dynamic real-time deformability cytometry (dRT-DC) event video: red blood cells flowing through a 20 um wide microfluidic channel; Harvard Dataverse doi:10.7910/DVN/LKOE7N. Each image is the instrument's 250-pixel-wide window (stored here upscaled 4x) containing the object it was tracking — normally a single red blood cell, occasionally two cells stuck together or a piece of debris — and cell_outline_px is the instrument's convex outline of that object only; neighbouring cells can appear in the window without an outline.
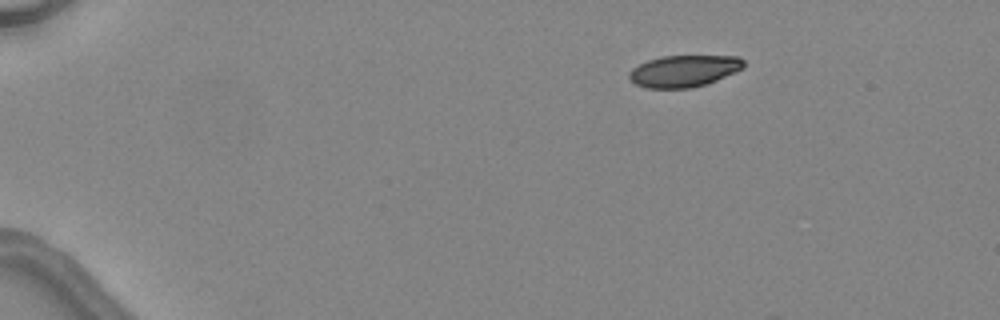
{"species": "common noctule bat (a hibernating species)", "species_latin": "Nyctalus noctula", "temperature_condition": "warm", "stored_images_in_passage": 4, "camera_frame_rate_fps": 3000, "um_per_image_px": 0.085, "animal": {"sex": "female", "body_mass_g": 24.6, "forearm_length_mm": 56.2}, "frame": {"image": 1, "passage_image": 1, "time_ms": 0.0, "image_size_px": [1000, 320], "cell_outline_px": [[744, 68], [708, 84], [692, 88], [644, 88], [636, 84], [628, 76], [628, 72], [632, 68], [648, 60], [660, 56], [740, 56], [744, 60]], "centroid_in_image_um": [58.15, 6.04], "position_along_channel_um": 26.9, "area_um2": 21.33}}